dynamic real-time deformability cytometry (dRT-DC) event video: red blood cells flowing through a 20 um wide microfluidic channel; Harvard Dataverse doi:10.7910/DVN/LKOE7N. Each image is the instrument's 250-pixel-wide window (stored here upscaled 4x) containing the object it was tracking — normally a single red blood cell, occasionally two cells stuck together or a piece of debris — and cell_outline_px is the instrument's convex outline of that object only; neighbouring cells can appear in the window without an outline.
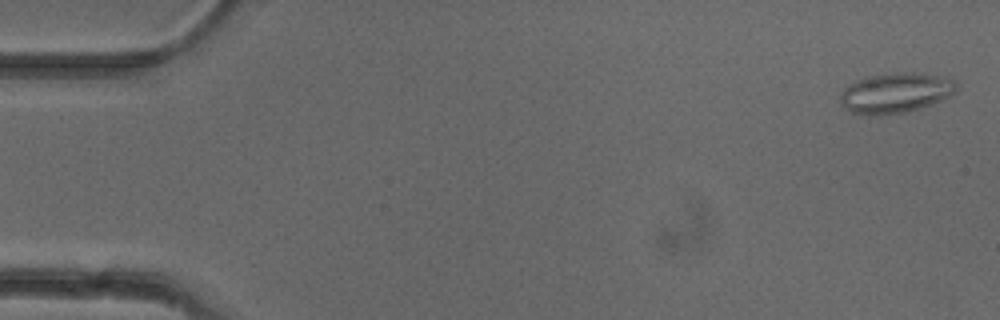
{"species": "common noctule bat (a hibernating species)", "species_latin": "Nyctalus noctula", "temperature_condition": "cold", "stored_images_in_passage": 53, "camera_frame_rate_fps": 3000, "um_per_image_px": 0.085, "animal": {"sex": "female"}, "frame": {"image": 1, "passage_image": 2, "time_ms": 0.333, "image_size_px": [1000, 320], "cell_outline_px": [[956, 92], [940, 100], [904, 112], [876, 116], [868, 116], [852, 112], [840, 104], [840, 96], [844, 88], [856, 80], [868, 76], [896, 72], [912, 72], [940, 76], [952, 80], [956, 84]], "centroid_in_image_um": [76.06, 7.89], "position_along_channel_um": 8.9, "area_um2": 26.88}}
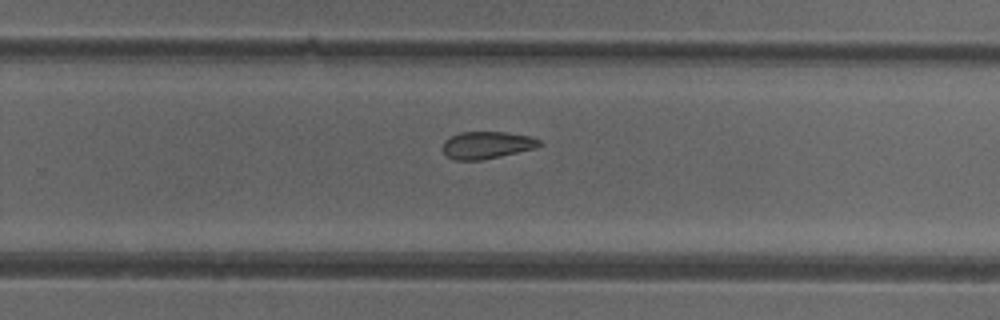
{"frame": {"image": 2, "passage_image": 34, "time_ms": 11.0, "image_size_px": [1000, 320], "cell_outline_px": [[544, 144], [536, 148], [500, 156], [480, 160], [456, 160], [448, 156], [444, 152], [444, 140], [460, 132], [504, 132], [532, 136], [540, 140]], "centroid_in_image_um": [41.44, 12.32], "position_along_channel_um": 288.4, "area_um2": 15.26}}
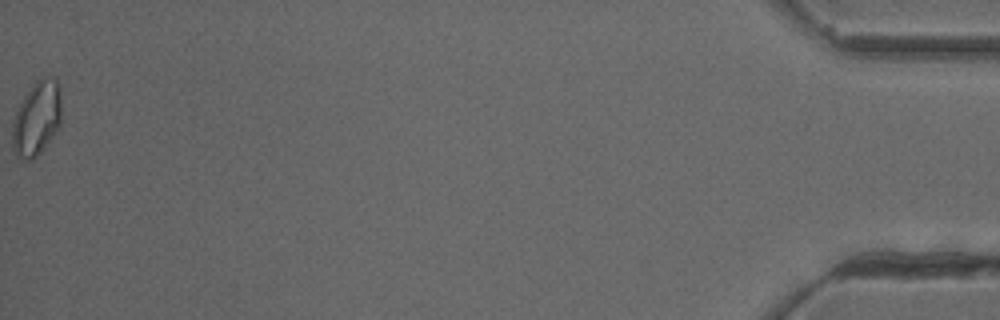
{"frame": {"image": 3, "passage_image": 53, "time_ms": 17.333, "image_size_px": [1000, 320], "cell_outline_px": [[60, 128], [44, 148], [32, 160], [20, 160], [16, 156], [12, 148], [12, 120], [16, 108], [32, 84], [36, 80], [44, 76], [56, 76], [60, 88]], "centroid_in_image_um": [3.11, 10.06], "position_along_channel_um": 432.1, "area_um2": 21.91}, "authors_computed_cell_mechanics": {"area_um2": 17.629, "velocity_mm_per_s": 3.9384, "shape_relaxation_time_tau1_ms": null, "shape_relaxation_time_tau2_ms": 7.2214, "deformation_change_tau1": null, "deformation_change_tau2": 0.1538}}